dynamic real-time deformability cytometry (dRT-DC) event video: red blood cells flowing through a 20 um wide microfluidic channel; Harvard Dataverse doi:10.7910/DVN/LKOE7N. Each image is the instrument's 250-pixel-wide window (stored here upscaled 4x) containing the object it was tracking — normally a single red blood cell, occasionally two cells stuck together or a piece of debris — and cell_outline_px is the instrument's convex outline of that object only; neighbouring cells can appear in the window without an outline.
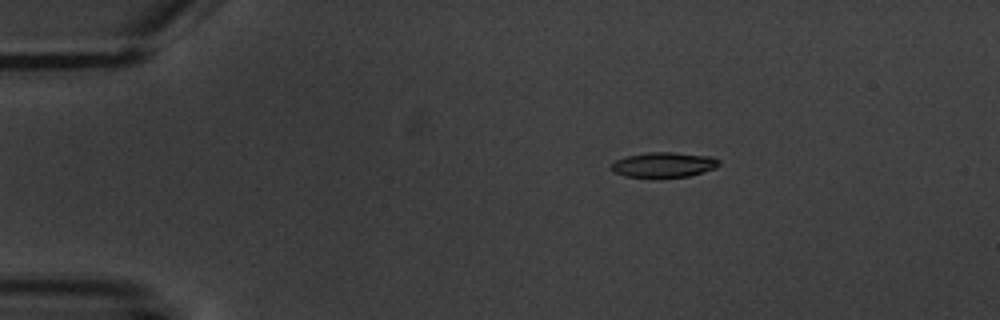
{"species": "common noctule bat (a hibernating species)", "species_latin": "Nyctalus noctula", "temperature_condition": "warm", "stored_images_in_passage": 4, "camera_frame_rate_fps": 3000, "um_per_image_px": 0.085, "animal": {"sex": "male", "body_mass_g": 20.1, "forearm_length_mm": 53.5}, "frame": {"image": 1, "passage_image": 3, "time_ms": 2.333, "image_size_px": [1000, 320], "cell_outline_px": [[720, 164], [716, 168], [704, 172], [688, 176], [624, 176], [608, 168], [616, 160], [628, 156], [648, 152], [672, 152], [712, 156], [720, 160]], "centroid_in_image_um": [56.46, 13.98], "position_along_channel_um": 28.5, "area_um2": 15.49}}